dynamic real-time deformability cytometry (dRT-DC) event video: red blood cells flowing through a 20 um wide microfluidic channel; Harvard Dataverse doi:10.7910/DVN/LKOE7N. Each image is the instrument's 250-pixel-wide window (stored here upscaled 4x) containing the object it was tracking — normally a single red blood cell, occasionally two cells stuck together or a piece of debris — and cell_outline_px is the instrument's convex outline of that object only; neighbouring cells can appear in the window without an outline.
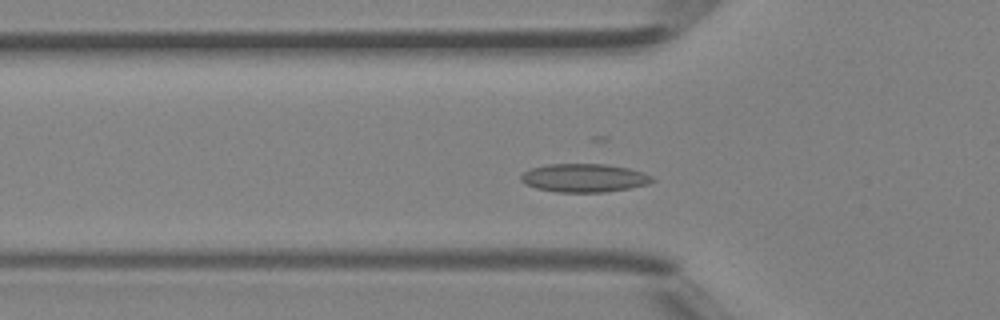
{"species": "Egyptian fruit bat (a non-hibernating species)", "species_latin": "Rousettus aegyptiacus", "temperature_condition": "room temperature", "stored_images_in_passage": 39, "camera_frame_rate_fps": 3000, "um_per_image_px": 0.085, "animal": {"sex": "female"}, "frame": {"image": 1, "passage_image": 10, "time_ms": 3.0, "image_size_px": [1000, 320], "cell_outline_px": [[656, 180], [648, 184], [628, 188], [604, 192], [556, 192], [536, 188], [524, 184], [520, 180], [520, 176], [524, 172], [532, 168], [548, 164], [604, 164], [628, 168], [644, 172], [652, 176]], "centroid_in_image_um": [49.65, 15.12], "position_along_channel_um": 76.2, "area_um2": 21.73}}
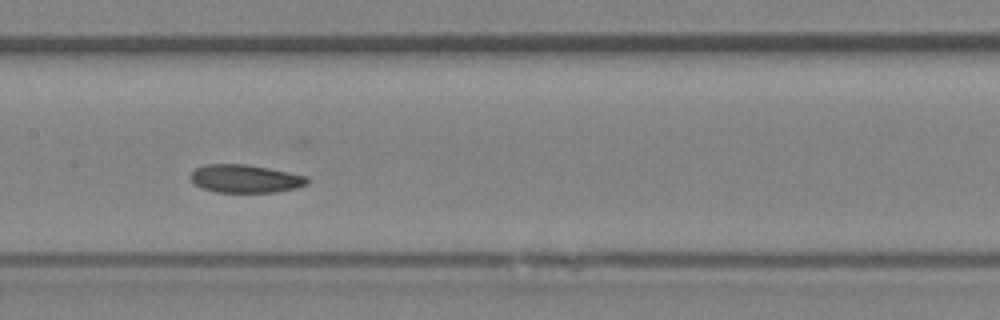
{"frame": {"image": 2, "passage_image": 17, "time_ms": 5.333, "image_size_px": [1000, 320], "cell_outline_px": [[308, 184], [296, 188], [276, 192], [216, 192], [200, 188], [188, 176], [196, 168], [204, 164], [248, 164], [308, 176]], "centroid_in_image_um": [20.84, 15.18], "position_along_channel_um": 186.6, "area_um2": 19.19}}
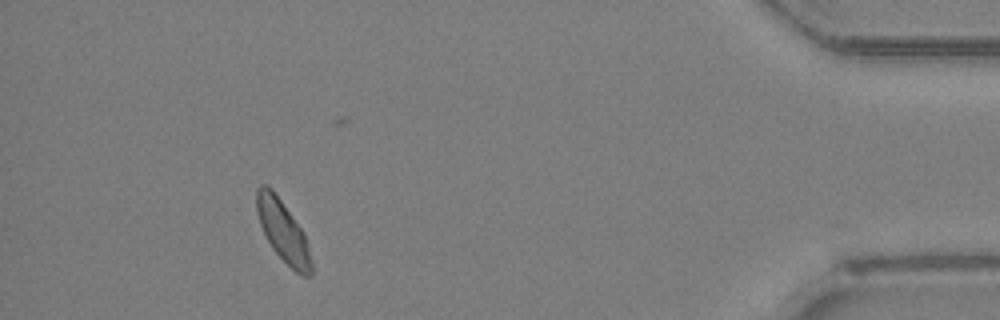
{"frame": {"image": 3, "passage_image": 35, "time_ms": 11.333, "image_size_px": [1000, 320], "cell_outline_px": [[312, 272], [308, 276], [304, 276], [296, 272], [272, 248], [260, 224], [256, 212], [256, 188], [260, 184], [268, 184], [272, 188], [304, 232], [312, 260]], "centroid_in_image_um": [24.04, 19.6], "position_along_channel_um": 411.2, "area_um2": 19.42}}